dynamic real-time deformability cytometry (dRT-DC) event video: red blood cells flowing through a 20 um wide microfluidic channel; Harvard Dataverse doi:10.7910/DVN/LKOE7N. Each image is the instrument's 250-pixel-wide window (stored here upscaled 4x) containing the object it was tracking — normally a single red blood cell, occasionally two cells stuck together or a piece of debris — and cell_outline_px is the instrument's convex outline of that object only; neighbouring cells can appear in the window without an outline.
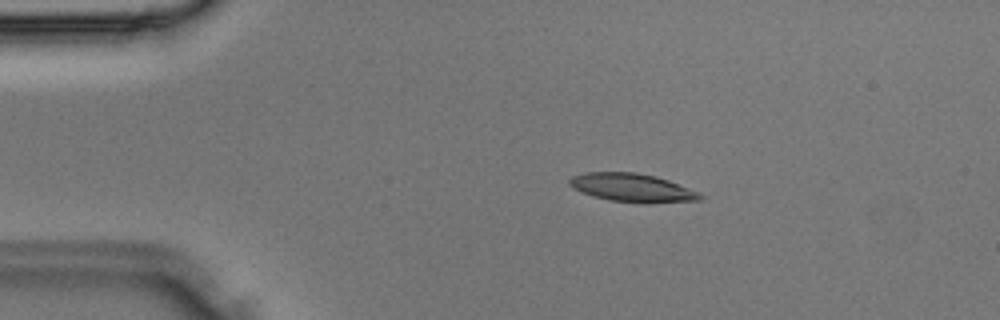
{"species": "Egyptian fruit bat (a non-hibernating species)", "species_latin": "Rousettus aegyptiacus", "temperature_condition": "room temperature", "stored_images_in_passage": 35, "camera_frame_rate_fps": 3000, "um_per_image_px": 0.085, "animal": {"sex": "male"}, "frame": {"image": 1, "passage_image": 6, "time_ms": 1.667, "image_size_px": [1000, 320], "cell_outline_px": [[704, 196], [700, 200], [648, 204], [608, 200], [592, 196], [572, 188], [568, 184], [568, 180], [572, 176], [584, 172], [636, 172], [656, 176], [668, 180], [700, 192]], "centroid_in_image_um": [53.74, 15.96], "position_along_channel_um": 31.3, "area_um2": 21.96}}
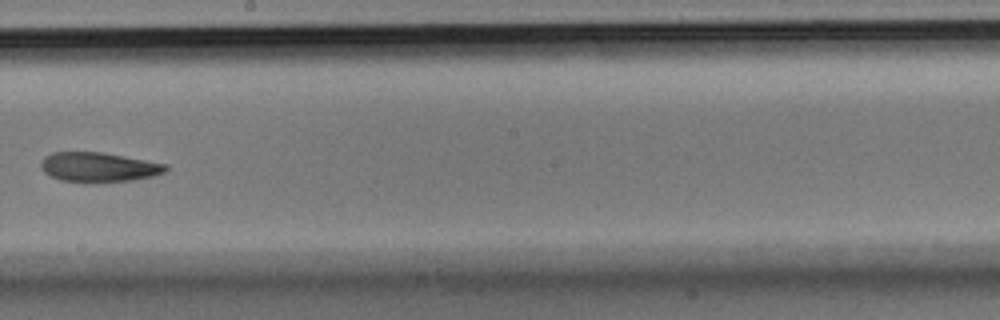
{"frame": {"image": 2, "passage_image": 20, "time_ms": 6.333, "image_size_px": [1000, 320], "cell_outline_px": [[168, 168], [164, 172], [152, 176], [132, 180], [60, 180], [44, 172], [40, 168], [40, 164], [44, 156], [52, 152], [104, 152], [168, 164]], "centroid_in_image_um": [8.38, 14.16], "position_along_channel_um": 239.8, "area_um2": 20.92}}
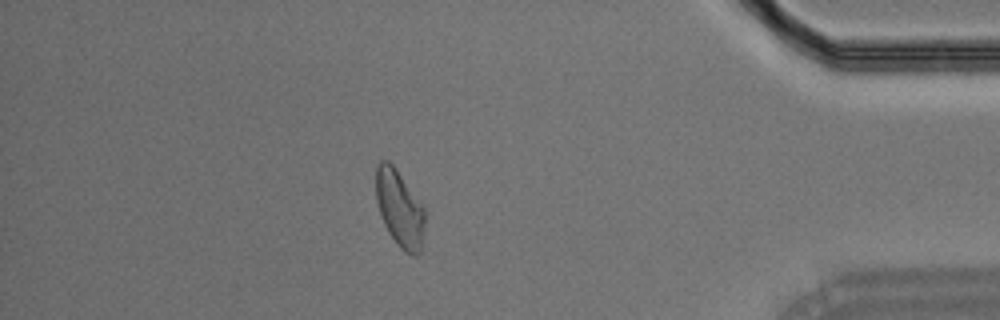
{"frame": {"image": 3, "passage_image": 31, "time_ms": 10.0, "image_size_px": [1000, 320], "cell_outline_px": [[428, 212], [420, 252], [416, 256], [412, 256], [404, 252], [396, 244], [388, 232], [384, 224], [376, 200], [376, 164], [380, 160], [388, 160], [396, 168]], "centroid_in_image_um": [34.0, 17.74], "position_along_channel_um": 401.2, "area_um2": 22.43}}